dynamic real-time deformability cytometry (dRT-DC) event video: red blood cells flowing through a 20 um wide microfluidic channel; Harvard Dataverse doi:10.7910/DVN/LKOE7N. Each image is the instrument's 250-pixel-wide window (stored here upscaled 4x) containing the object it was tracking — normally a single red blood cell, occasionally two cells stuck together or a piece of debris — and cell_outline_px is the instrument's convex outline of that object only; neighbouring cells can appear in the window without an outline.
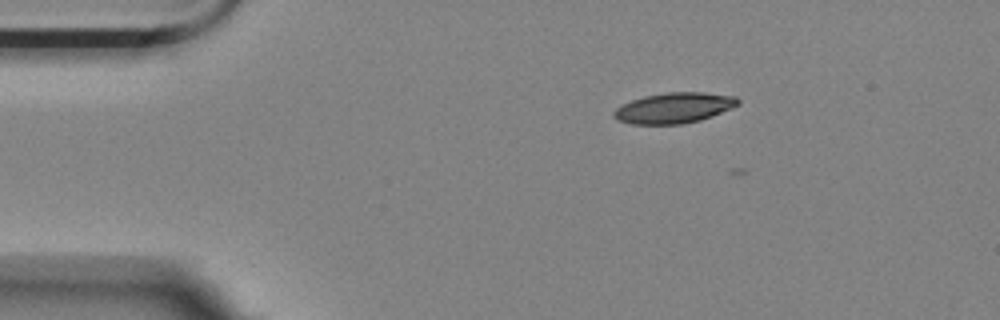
{"species": "Egyptian fruit bat (a non-hibernating species)", "species_latin": "Rousettus aegyptiacus", "temperature_condition": "room temperature", "stored_images_in_passage": 4, "camera_frame_rate_fps": 3000, "um_per_image_px": 0.085, "animal": {"sex": "female"}, "frame": {"image": 1, "passage_image": 1, "time_ms": 0.0, "image_size_px": [1000, 320], "cell_outline_px": [[740, 104], [732, 108], [712, 116], [700, 120], [680, 124], [632, 124], [616, 120], [612, 116], [612, 112], [620, 104], [644, 96], [668, 92], [704, 92], [736, 96], [740, 100]], "centroid_in_image_um": [57.28, 9.17], "position_along_channel_um": 27.7, "area_um2": 22.31}}